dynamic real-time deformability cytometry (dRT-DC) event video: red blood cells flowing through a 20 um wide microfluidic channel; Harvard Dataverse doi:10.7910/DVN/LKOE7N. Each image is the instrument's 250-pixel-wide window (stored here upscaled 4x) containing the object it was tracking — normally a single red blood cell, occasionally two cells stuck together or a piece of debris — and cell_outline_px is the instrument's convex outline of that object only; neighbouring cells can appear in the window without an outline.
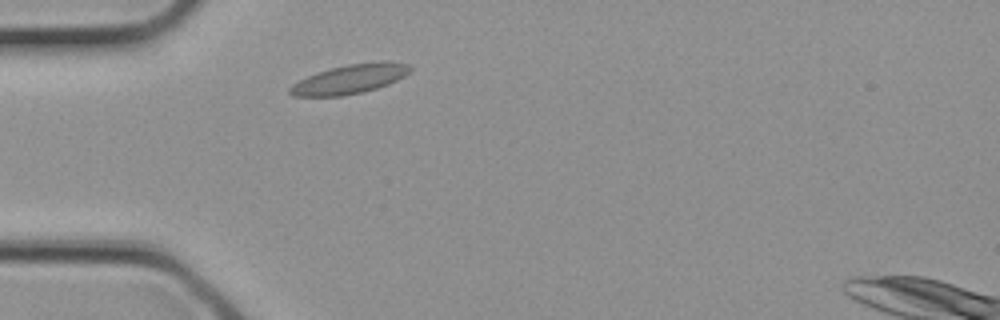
{"species": "common noctule bat (a hibernating species)", "species_latin": "Nyctalus noctula", "temperature_condition": "cold", "stored_images_in_passage": 2, "camera_frame_rate_fps": 3000, "um_per_image_px": 0.085, "animal": {"sex": "female", "body_mass_g": 21.9}, "frame": {"image": 1, "passage_image": 1, "time_ms": 0.0, "image_size_px": [1000, 320], "cell_outline_px": [[412, 68], [404, 76], [388, 84], [376, 88], [360, 92], [340, 96], [292, 96], [288, 92], [288, 88], [292, 84], [316, 72], [348, 64], [380, 60], [388, 60], [412, 64]], "centroid_in_image_um": [29.76, 6.7], "position_along_channel_um": 55.2, "area_um2": 20.58}}